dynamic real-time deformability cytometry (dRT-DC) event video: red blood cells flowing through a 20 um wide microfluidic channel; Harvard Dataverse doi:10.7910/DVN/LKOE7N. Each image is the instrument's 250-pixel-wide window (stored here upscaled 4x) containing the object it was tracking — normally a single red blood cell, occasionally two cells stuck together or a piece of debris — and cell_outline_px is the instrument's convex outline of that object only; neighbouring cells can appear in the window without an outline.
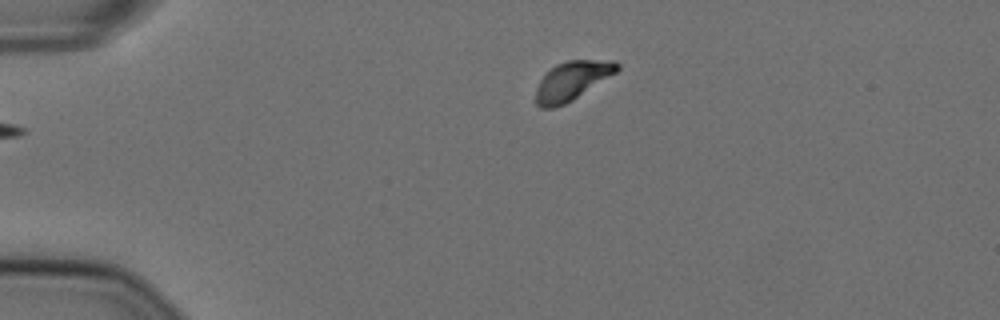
{"species": "Egyptian fruit bat (a non-hibernating species)", "species_latin": "Rousettus aegyptiacus", "temperature_condition": "cold", "stored_images_in_passage": 46, "camera_frame_rate_fps": 3000, "um_per_image_px": 0.085, "animal": {"sex": "female"}, "frame": {"image": 1, "passage_image": 2, "time_ms": 0.333, "image_size_px": [1000, 320], "cell_outline_px": [[620, 68], [616, 72], [572, 100], [564, 104], [552, 108], [540, 108], [536, 104], [536, 88], [540, 80], [556, 64], [568, 60], [616, 60], [620, 64]], "centroid_in_image_um": [48.63, 6.85], "position_along_channel_um": 36.4, "area_um2": 18.15}}
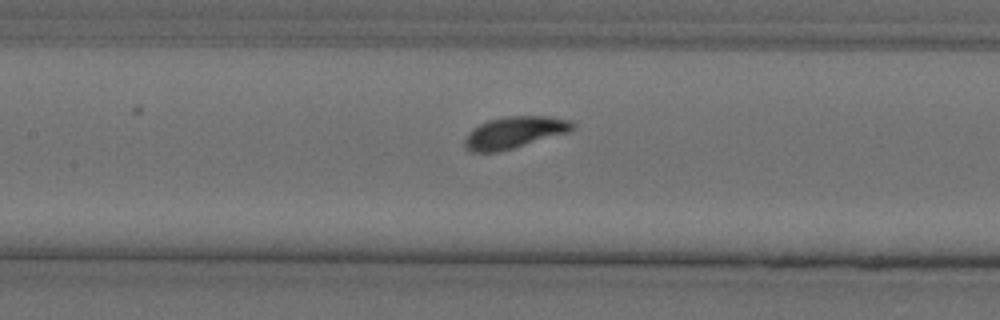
{"frame": {"image": 2, "passage_image": 16, "time_ms": 5.0, "image_size_px": [1000, 320], "cell_outline_px": [[572, 128], [568, 132], [512, 148], [496, 152], [472, 152], [464, 148], [464, 140], [468, 132], [480, 124], [488, 120], [508, 116], [548, 116], [572, 120]], "centroid_in_image_um": [43.67, 11.25], "position_along_channel_um": 163.7, "area_um2": 19.65}}
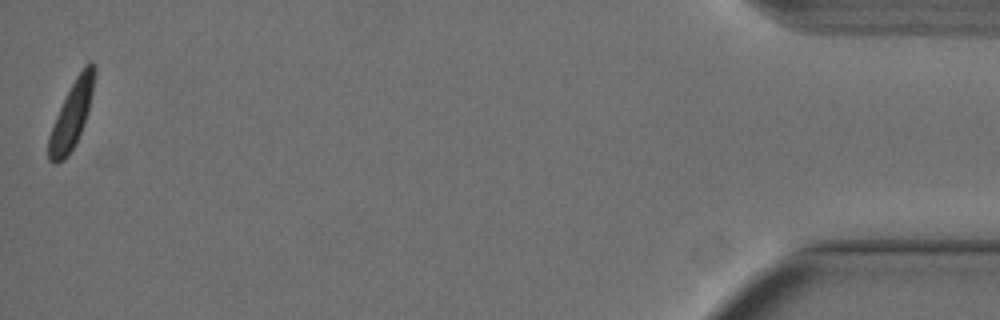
{"frame": {"image": 3, "passage_image": 46, "time_ms": 15.0, "image_size_px": [1000, 320], "cell_outline_px": [[96, 72], [88, 112], [84, 124], [76, 144], [68, 156], [64, 160], [56, 164], [48, 160], [48, 136], [56, 116], [76, 76], [84, 64], [88, 60], [92, 60], [96, 64]], "centroid_in_image_um": [6.11, 9.76], "position_along_channel_um": 429.1, "area_um2": 17.92}, "authors_computed_cell_mechanics": {"area_um2": 19.3341, "velocity_mm_per_s": 3.5258, "shape_relaxation_time_tau1_ms": 5.4122, "shape_relaxation_time_tau2_ms": null, "deformation_change_tau1": 0.2123, "deformation_change_tau2": null}}